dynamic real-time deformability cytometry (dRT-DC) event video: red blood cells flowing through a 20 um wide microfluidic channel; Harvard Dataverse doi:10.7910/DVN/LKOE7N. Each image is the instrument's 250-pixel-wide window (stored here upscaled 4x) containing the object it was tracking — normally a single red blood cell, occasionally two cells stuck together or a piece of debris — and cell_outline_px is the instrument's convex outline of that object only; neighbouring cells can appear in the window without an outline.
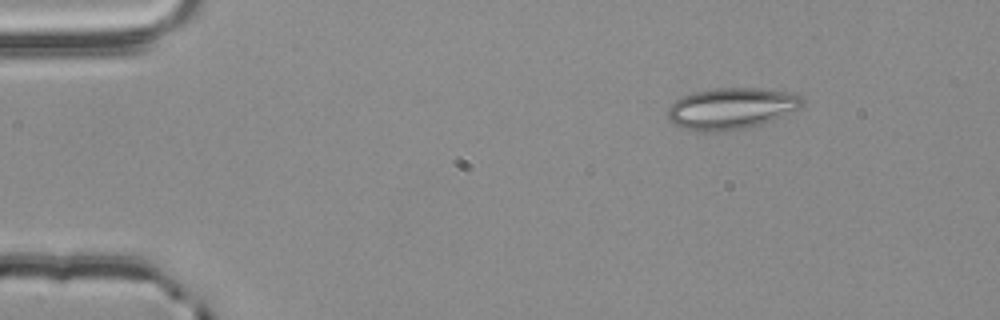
{"species": "common noctule bat (a hibernating species)", "species_latin": "Nyctalus noctula", "temperature_condition": "room temperature", "stored_images_in_passage": 5, "camera_frame_rate_fps": 3000, "um_per_image_px": 0.085, "animal": {"sex": "male", "body_mass_g": 20.4}, "frame": {"image": 1, "passage_image": 1, "time_ms": 0.0, "image_size_px": [1000, 320], "cell_outline_px": [[804, 104], [800, 108], [772, 120], [760, 124], [744, 128], [716, 132], [704, 132], [684, 128], [672, 124], [668, 120], [668, 108], [676, 100], [684, 96], [696, 92], [716, 88], [760, 88], [788, 92], [800, 96], [804, 100]], "centroid_in_image_um": [62.16, 9.22], "position_along_channel_um": 22.8, "area_um2": 32.25}}